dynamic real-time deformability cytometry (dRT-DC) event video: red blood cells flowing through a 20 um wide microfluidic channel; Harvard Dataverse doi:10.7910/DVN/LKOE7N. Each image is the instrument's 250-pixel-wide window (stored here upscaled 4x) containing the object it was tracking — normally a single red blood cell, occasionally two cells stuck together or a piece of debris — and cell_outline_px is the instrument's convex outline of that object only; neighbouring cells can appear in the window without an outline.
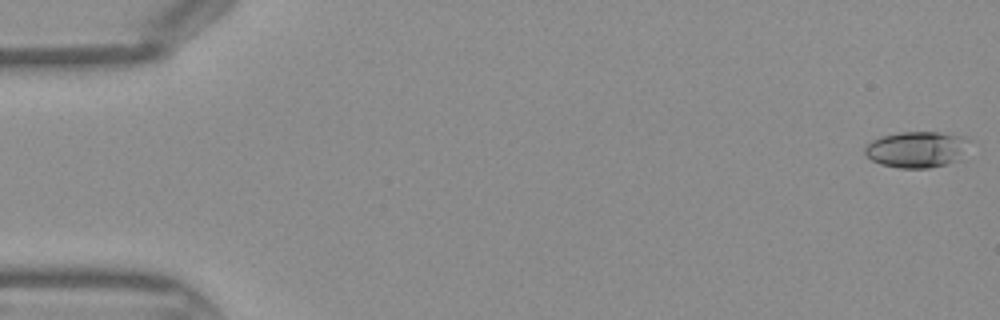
{"species": "Egyptian fruit bat (a non-hibernating species)", "species_latin": "Rousettus aegyptiacus", "temperature_condition": "warm", "stored_images_in_passage": 44, "camera_frame_rate_fps": 3000, "um_per_image_px": 0.085, "frame": {"image": 1, "passage_image": 1, "time_ms": 0.0, "image_size_px": [1000, 320], "cell_outline_px": [[968, 140], [956, 160], [944, 164], [928, 168], [900, 168], [880, 164], [872, 160], [864, 152], [864, 148], [872, 140], [880, 136], [900, 132], [936, 132], [968, 136]], "centroid_in_image_um": [77.85, 12.69], "position_along_channel_um": 7.2, "area_um2": 21.62}}
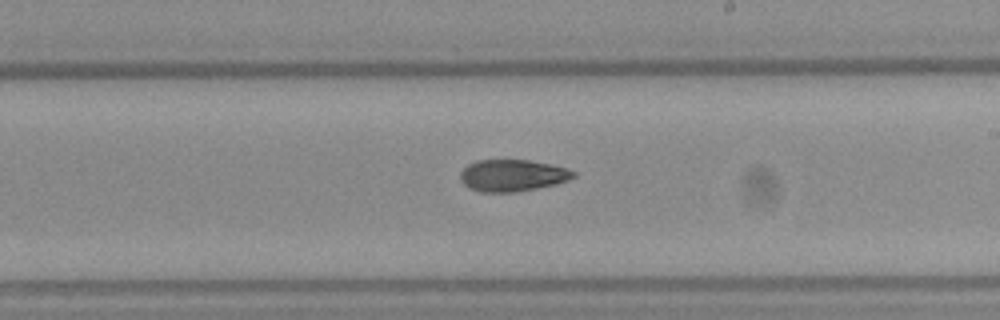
{"frame": {"image": 2, "passage_image": 26, "time_ms": 8.333, "image_size_px": [1000, 320], "cell_outline_px": [[576, 176], [568, 180], [556, 184], [516, 192], [480, 192], [468, 188], [460, 180], [460, 172], [468, 164], [476, 160], [528, 160], [552, 164], [568, 168], [576, 172]], "centroid_in_image_um": [43.56, 14.91], "position_along_channel_um": 245.4, "area_um2": 21.15}}
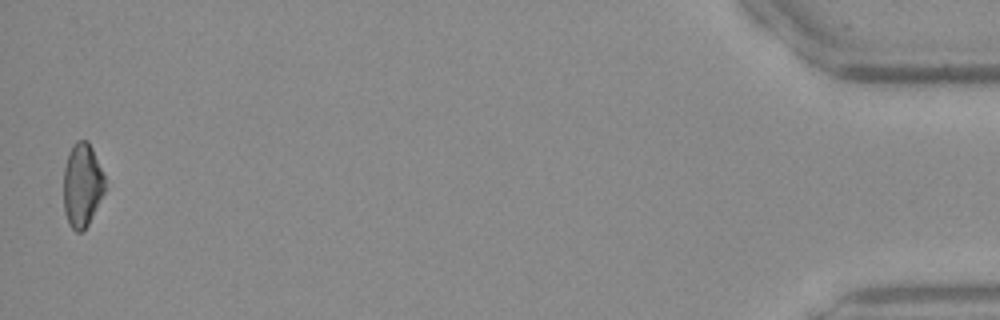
{"frame": {"image": 3, "passage_image": 44, "time_ms": 14.333, "image_size_px": [1000, 320], "cell_outline_px": [[104, 192], [88, 224], [80, 232], [76, 232], [68, 224], [64, 212], [64, 168], [68, 152], [72, 144], [76, 140], [88, 140], [92, 148], [104, 176]], "centroid_in_image_um": [6.96, 15.71], "position_along_channel_um": 428.2, "area_um2": 20.06}}